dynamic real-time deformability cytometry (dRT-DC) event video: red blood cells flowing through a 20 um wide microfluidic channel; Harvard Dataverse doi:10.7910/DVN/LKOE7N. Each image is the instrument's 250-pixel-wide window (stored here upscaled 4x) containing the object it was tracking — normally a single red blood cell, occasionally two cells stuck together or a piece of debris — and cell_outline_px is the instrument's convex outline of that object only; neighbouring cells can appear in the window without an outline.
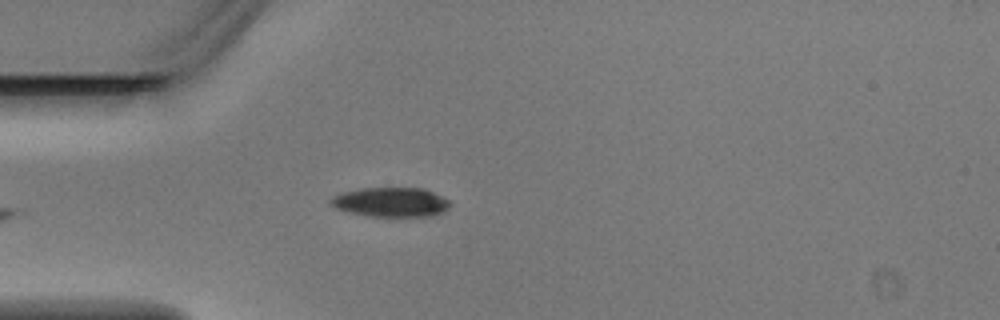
{"species": "Egyptian fruit bat (a non-hibernating species)", "species_latin": "Rousettus aegyptiacus", "temperature_condition": "warm", "stored_images_in_passage": 3, "camera_frame_rate_fps": 3000, "um_per_image_px": 0.085, "animal": {"sex": "male"}, "frame": {"image": 1, "passage_image": 3, "time_ms": 0.667, "image_size_px": [1000, 320], "cell_outline_px": [[452, 204], [444, 212], [432, 216], [368, 216], [348, 212], [336, 208], [328, 204], [328, 200], [332, 196], [340, 192], [360, 188], [424, 188], [444, 196]], "centroid_in_image_um": [33.21, 17.17], "position_along_channel_um": 51.8, "area_um2": 20.87}}